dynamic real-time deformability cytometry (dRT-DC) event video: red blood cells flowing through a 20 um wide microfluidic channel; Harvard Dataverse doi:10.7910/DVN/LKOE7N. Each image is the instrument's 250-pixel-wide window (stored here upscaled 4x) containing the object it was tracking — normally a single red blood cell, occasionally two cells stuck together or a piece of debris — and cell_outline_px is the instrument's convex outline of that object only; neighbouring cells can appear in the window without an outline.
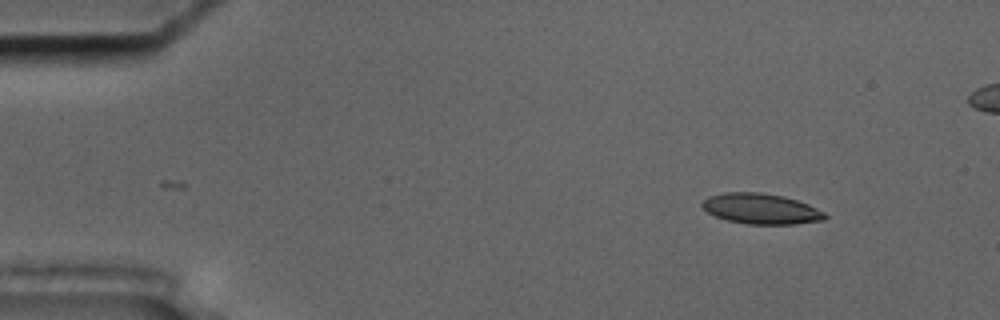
{"species": "common noctule bat (a hibernating species)", "species_latin": "Nyctalus noctula", "temperature_condition": "cold", "stored_images_in_passage": 55, "segment_of_instrument_passage": [1, 2], "camera_frame_rate_fps": 3000, "um_per_image_px": 0.085, "animal": {"sex": "male", "body_mass_g": 17.5, "forearm_length_mm": 52.3}, "frame": {"image": 1, "passage_image": 5, "time_ms": 1.333, "image_size_px": [1000, 320], "cell_outline_px": [[828, 216], [824, 220], [796, 224], [748, 224], [728, 220], [716, 216], [708, 212], [700, 204], [708, 196], [724, 192], [760, 192], [784, 196], [808, 204], [824, 212]], "centroid_in_image_um": [64.69, 17.74], "position_along_channel_um": 20.3, "area_um2": 21.79}}
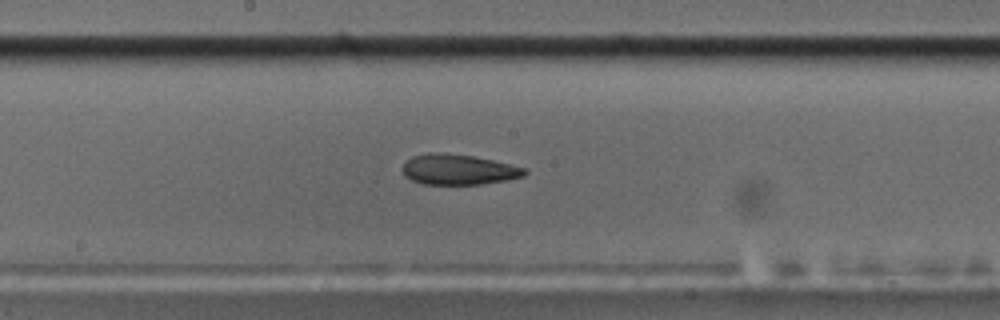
{"frame": {"image": 2, "passage_image": 28, "time_ms": 9.0, "image_size_px": [1000, 320], "cell_outline_px": [[528, 172], [524, 176], [504, 180], [480, 184], [424, 184], [412, 180], [404, 176], [404, 164], [412, 156], [428, 152], [440, 152], [472, 156], [492, 160], [528, 168]], "centroid_in_image_um": [38.98, 14.4], "position_along_channel_um": 209.2, "area_um2": 21.5}}
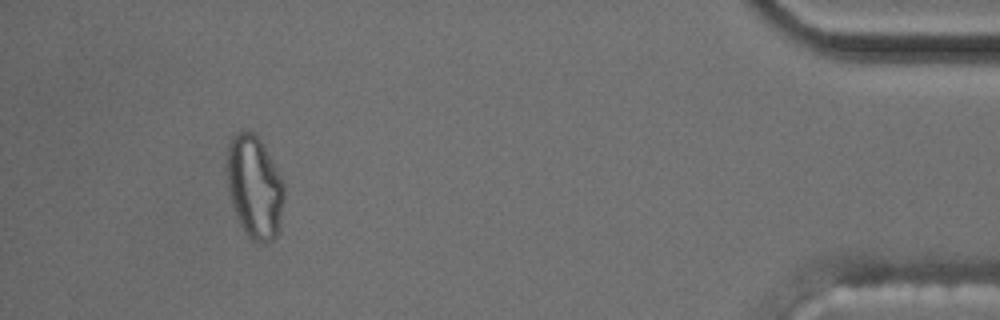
{"frame": {"image": 3, "passage_image": 50, "time_ms": 16.333, "image_size_px": [1000, 320], "cell_outline_px": [[284, 200], [276, 236], [272, 240], [252, 240], [248, 236], [240, 224], [236, 216], [228, 192], [224, 168], [224, 164], [228, 144], [232, 136], [236, 132], [252, 132], [260, 140], [280, 176], [284, 184]], "centroid_in_image_um": [21.57, 15.85], "position_along_channel_um": 413.6, "area_um2": 34.16}}